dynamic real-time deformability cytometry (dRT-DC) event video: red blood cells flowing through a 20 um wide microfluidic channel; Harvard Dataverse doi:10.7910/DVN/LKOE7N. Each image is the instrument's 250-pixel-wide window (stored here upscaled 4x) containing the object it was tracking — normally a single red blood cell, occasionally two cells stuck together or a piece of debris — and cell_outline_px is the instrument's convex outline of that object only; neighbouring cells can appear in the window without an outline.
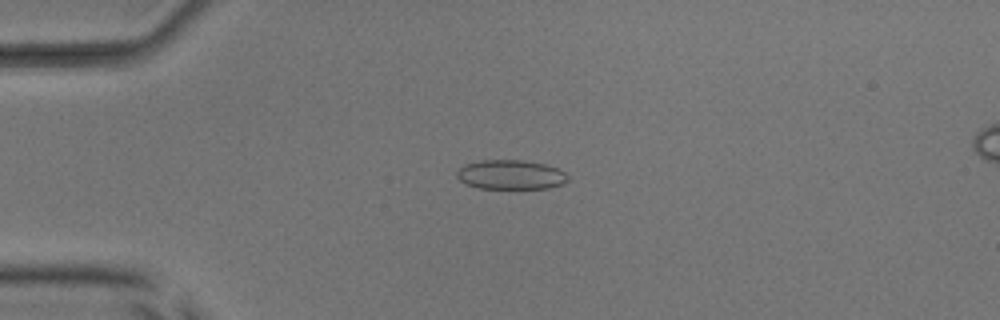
{"species": "common noctule bat (a hibernating species)", "species_latin": "Nyctalus noctula", "temperature_condition": "room temperature", "stored_images_in_passage": 53, "camera_frame_rate_fps": 3000, "um_per_image_px": 0.085, "animal": {"sex": "male", "body_mass_g": 17.9, "forearm_length_mm": 54.2}, "frame": {"image": 1, "passage_image": 13, "time_ms": 4.0, "image_size_px": [1000, 320], "cell_outline_px": [[568, 180], [564, 184], [548, 188], [480, 188], [464, 184], [456, 176], [456, 172], [464, 164], [480, 160], [524, 160], [544, 164], [556, 168], [564, 172], [568, 176]], "centroid_in_image_um": [43.39, 14.85], "position_along_channel_um": 41.6, "area_um2": 19.07}}
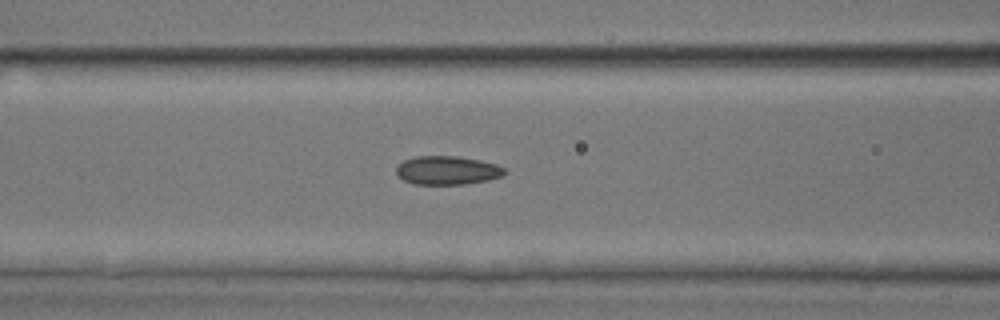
{"frame": {"image": 2, "passage_image": 22, "time_ms": 7.0, "image_size_px": [1000, 320], "cell_outline_px": [[504, 172], [500, 176], [488, 180], [464, 184], [412, 184], [404, 180], [396, 172], [396, 168], [404, 160], [416, 156], [456, 156], [480, 160], [496, 164], [504, 168]], "centroid_in_image_um": [38.0, 14.47], "position_along_channel_um": 128.6, "area_um2": 17.86}}
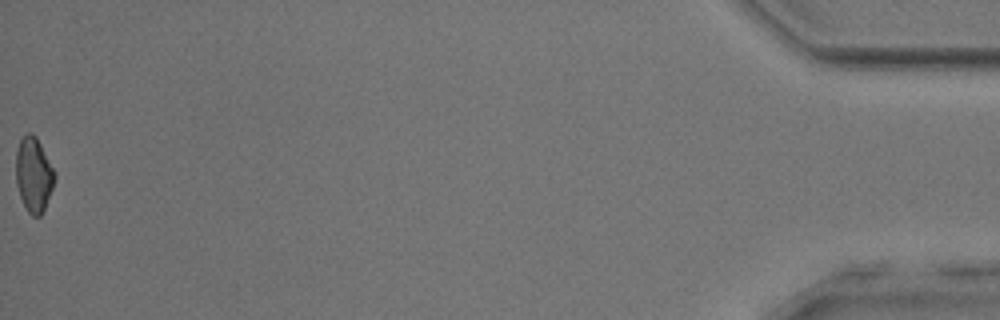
{"frame": {"image": 3, "passage_image": 53, "time_ms": 17.333, "image_size_px": [1000, 320], "cell_outline_px": [[56, 176], [52, 188], [44, 208], [40, 216], [32, 216], [28, 212], [20, 196], [16, 184], [16, 152], [20, 140], [28, 132], [32, 132], [36, 136], [56, 172]], "centroid_in_image_um": [2.86, 14.82], "position_along_channel_um": 432.3, "area_um2": 16.76}, "authors_computed_cell_mechanics": {"area_um2": 17.8602, "velocity_mm_per_s": 3.8963, "shape_relaxation_time_tau1_ms": null, "shape_relaxation_time_tau2_ms": 2.1608, "deformation_change_tau1": null, "deformation_change_tau2": 0.0938}}